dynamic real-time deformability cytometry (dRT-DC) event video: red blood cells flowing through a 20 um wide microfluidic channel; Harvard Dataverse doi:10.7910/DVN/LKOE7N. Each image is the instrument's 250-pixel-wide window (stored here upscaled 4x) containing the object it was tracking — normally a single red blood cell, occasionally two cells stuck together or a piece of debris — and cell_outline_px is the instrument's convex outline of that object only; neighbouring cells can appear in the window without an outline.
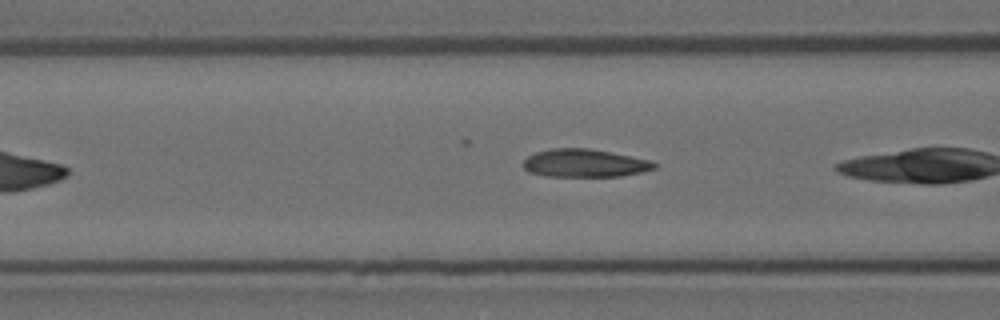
{"species": "Egyptian fruit bat (a non-hibernating species)", "species_latin": "Rousettus aegyptiacus", "temperature_condition": "room temperature", "stored_images_in_passage": 5, "camera_frame_rate_fps": 3000, "um_per_image_px": 0.085, "animal": {"sex": "female"}, "frame": {"image": 1, "passage_image": 4, "time_ms": 1.0, "image_size_px": [1000, 320], "cell_outline_px": [[656, 168], [640, 172], [620, 176], [544, 176], [528, 172], [524, 168], [524, 160], [528, 156], [536, 152], [552, 148], [588, 148], [652, 160], [656, 164]], "centroid_in_image_um": [49.68, 13.87], "position_along_channel_um": 116.9, "area_um2": 21.27}}